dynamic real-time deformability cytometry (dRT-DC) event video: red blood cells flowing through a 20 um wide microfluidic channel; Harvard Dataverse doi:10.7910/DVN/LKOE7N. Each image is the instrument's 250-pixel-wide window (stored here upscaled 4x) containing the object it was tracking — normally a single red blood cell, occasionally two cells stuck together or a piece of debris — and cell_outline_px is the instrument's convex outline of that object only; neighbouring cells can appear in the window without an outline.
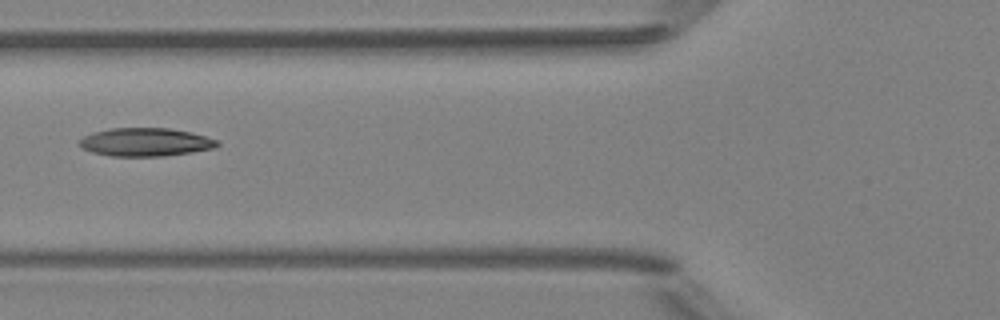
{"species": "Egyptian fruit bat (a non-hibernating species)", "species_latin": "Rousettus aegyptiacus", "temperature_condition": "room temperature", "stored_images_in_passage": 2, "camera_frame_rate_fps": 3000, "um_per_image_px": 0.085, "animal": {"sex": "female"}, "frame": {"image": 1, "passage_image": 2, "time_ms": 1.0, "image_size_px": [1000, 320], "cell_outline_px": [[220, 144], [212, 148], [192, 152], [164, 156], [112, 156], [92, 152], [80, 148], [76, 144], [84, 136], [92, 132], [112, 128], [168, 128], [192, 132], [220, 140]], "centroid_in_image_um": [12.35, 12.07], "position_along_channel_um": 113.4, "area_um2": 22.89}}